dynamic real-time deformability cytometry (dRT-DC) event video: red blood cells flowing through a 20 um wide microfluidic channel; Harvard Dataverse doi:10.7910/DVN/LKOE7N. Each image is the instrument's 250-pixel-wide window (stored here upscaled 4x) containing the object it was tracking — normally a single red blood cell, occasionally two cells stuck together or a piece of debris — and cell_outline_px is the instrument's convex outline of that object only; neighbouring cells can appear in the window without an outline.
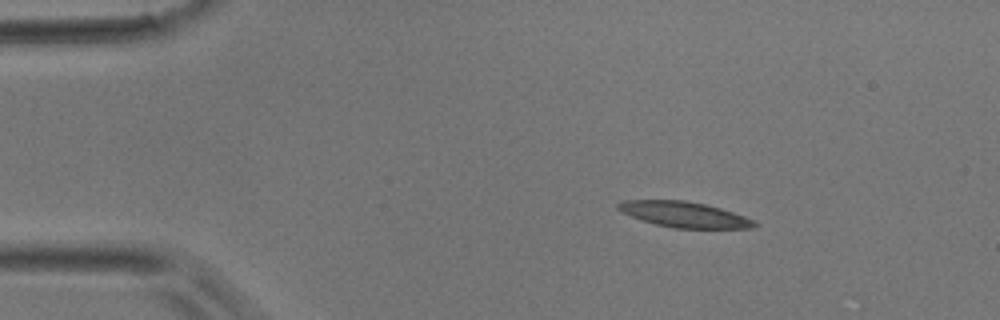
{"species": "common noctule bat (a hibernating species)", "species_latin": "Nyctalus noctula", "temperature_condition": "room temperature", "stored_images_in_passage": 2, "camera_frame_rate_fps": 3000, "um_per_image_px": 0.085, "animal": {"sex": "male", "body_mass_g": 17.9}, "frame": {"image": 1, "passage_image": 1, "time_ms": 0.0, "image_size_px": [1000, 320], "cell_outline_px": [[760, 224], [756, 228], [672, 228], [656, 224], [632, 216], [616, 208], [616, 204], [624, 200], [684, 200], [704, 204], [720, 208], [756, 220]], "centroid_in_image_um": [58.22, 18.23], "position_along_channel_um": 26.8, "area_um2": 20.23}}